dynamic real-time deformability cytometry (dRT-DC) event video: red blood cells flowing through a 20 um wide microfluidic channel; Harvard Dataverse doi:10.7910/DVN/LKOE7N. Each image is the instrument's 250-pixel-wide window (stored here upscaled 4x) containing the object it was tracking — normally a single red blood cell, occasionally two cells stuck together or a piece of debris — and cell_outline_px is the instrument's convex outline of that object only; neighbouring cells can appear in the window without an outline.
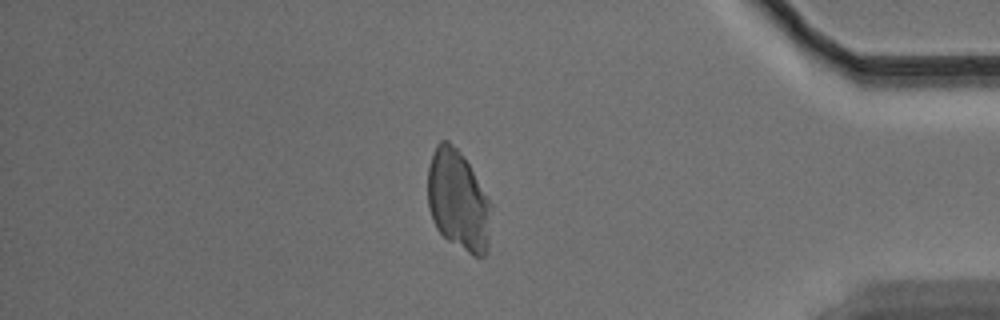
{"species": "Egyptian fruit bat (a non-hibernating species)", "species_latin": "Rousettus aegyptiacus", "temperature_condition": "warm", "stored_images_in_passage": 39, "camera_frame_rate_fps": 3000, "um_per_image_px": 0.085, "animal": {"sex": "male"}, "frame": {"image": 1, "passage_image": 33, "time_ms": 10.667, "image_size_px": [1000, 320], "cell_outline_px": [[492, 204], [488, 252], [484, 256], [472, 256], [448, 240], [436, 228], [432, 220], [428, 208], [428, 168], [436, 144], [440, 140], [448, 140], [456, 148], [468, 164], [488, 196]], "centroid_in_image_um": [38.96, 17.08], "position_along_channel_um": 396.2, "area_um2": 37.22}}